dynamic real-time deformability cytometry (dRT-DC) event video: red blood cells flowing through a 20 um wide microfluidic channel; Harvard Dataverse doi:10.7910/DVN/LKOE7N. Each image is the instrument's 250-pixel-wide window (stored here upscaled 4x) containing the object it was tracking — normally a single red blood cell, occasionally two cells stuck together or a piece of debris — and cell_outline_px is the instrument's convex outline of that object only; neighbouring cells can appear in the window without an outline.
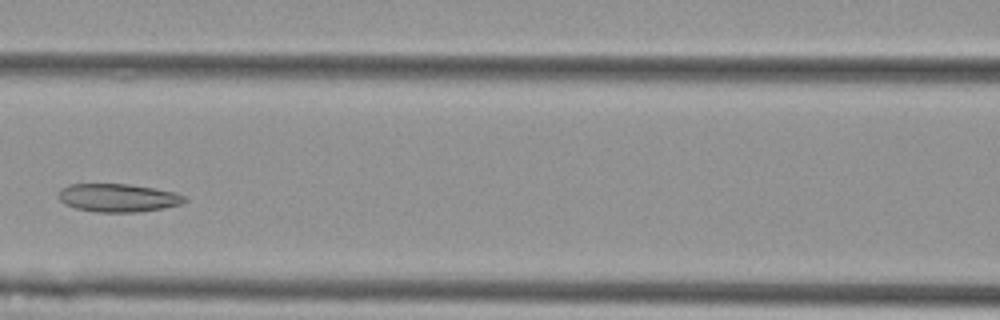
{"species": "Egyptian fruit bat (a non-hibernating species)", "species_latin": "Rousettus aegyptiacus", "temperature_condition": "cold", "stored_images_in_passage": 7, "camera_frame_rate_fps": 3000, "um_per_image_px": 0.085, "animal": {"sex": "female"}, "frame": {"image": 1, "passage_image": 5, "time_ms": 1.333, "image_size_px": [1000, 320], "cell_outline_px": [[188, 200], [180, 204], [164, 208], [136, 212], [96, 212], [76, 208], [64, 204], [60, 200], [60, 188], [68, 184], [128, 184], [156, 188], [176, 192], [184, 196]], "centroid_in_image_um": [10.05, 16.81], "position_along_channel_um": 156.6, "area_um2": 20.75}}
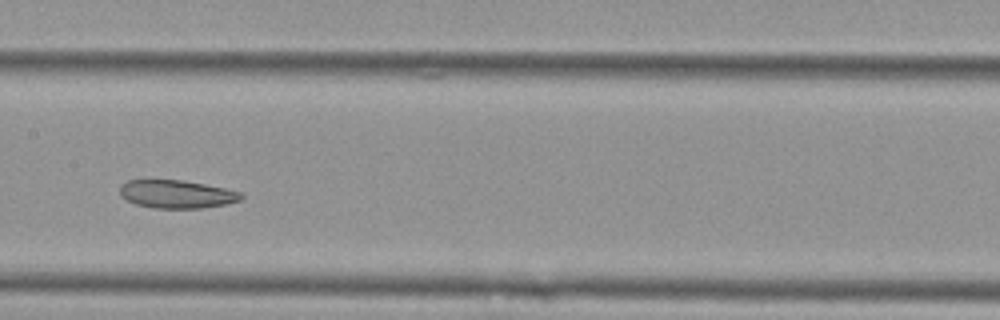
{"frame": {"image": 2, "passage_image": 6, "time_ms": 1.667, "image_size_px": [1000, 320], "cell_outline_px": [[244, 196], [240, 200], [224, 204], [204, 208], [152, 208], [136, 204], [120, 196], [120, 184], [128, 180], [184, 180], [224, 188], [240, 192]], "centroid_in_image_um": [14.99, 16.5], "position_along_channel_um": 192.4, "area_um2": 19.83}}
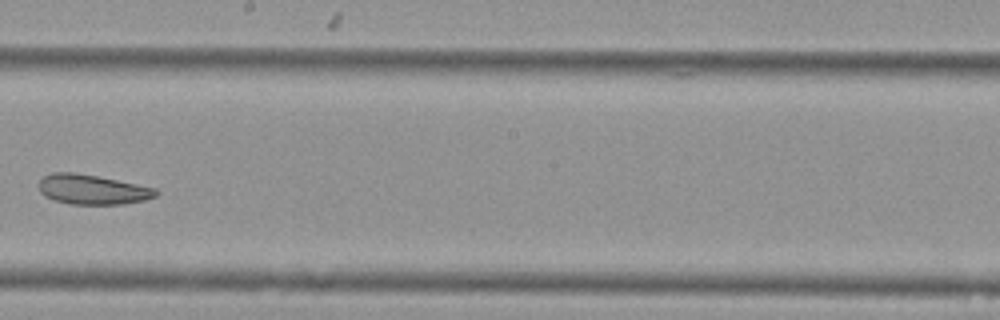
{"frame": {"image": 3, "passage_image": 7, "time_ms": 2.0, "image_size_px": [1000, 320], "cell_outline_px": [[160, 192], [156, 196], [144, 200], [124, 204], [68, 204], [44, 196], [40, 192], [40, 180], [44, 176], [52, 172], [76, 172], [156, 188]], "centroid_in_image_um": [7.86, 16.11], "position_along_channel_um": 240.3, "area_um2": 20.23}}